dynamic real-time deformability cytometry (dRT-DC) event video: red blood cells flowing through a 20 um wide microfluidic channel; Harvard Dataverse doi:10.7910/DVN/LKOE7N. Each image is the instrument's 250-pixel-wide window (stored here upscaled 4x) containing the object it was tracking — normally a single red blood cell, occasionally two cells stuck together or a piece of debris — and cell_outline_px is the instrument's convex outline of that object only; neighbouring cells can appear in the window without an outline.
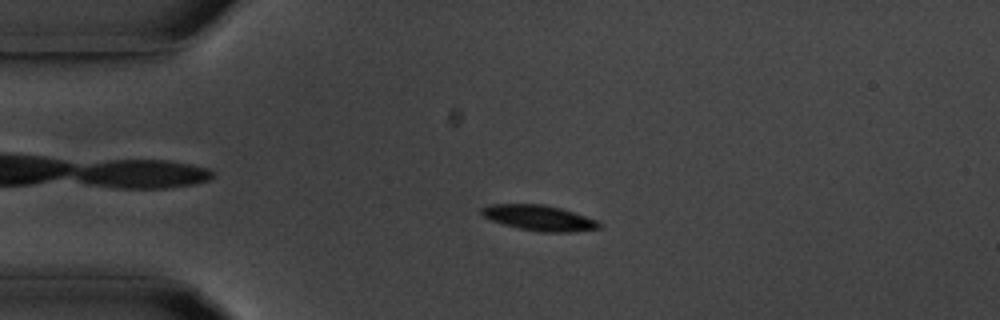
{"species": "common noctule bat (a hibernating species)", "species_latin": "Nyctalus noctula", "temperature_condition": "room temperature", "stored_images_in_passage": 54, "camera_frame_rate_fps": 3000, "um_per_image_px": 0.085, "animal": {"sex": "male", "body_mass_g": 20.1, "forearm_length_mm": 53.5}, "frame": {"image": 1, "passage_image": 12, "time_ms": 3.667, "image_size_px": [1000, 320], "cell_outline_px": [[600, 228], [572, 232], [540, 232], [520, 228], [504, 224], [492, 220], [484, 216], [480, 212], [480, 208], [488, 204], [544, 204], [560, 208], [596, 220], [600, 224]], "centroid_in_image_um": [45.79, 18.51], "position_along_channel_um": 39.2, "area_um2": 17.22}}
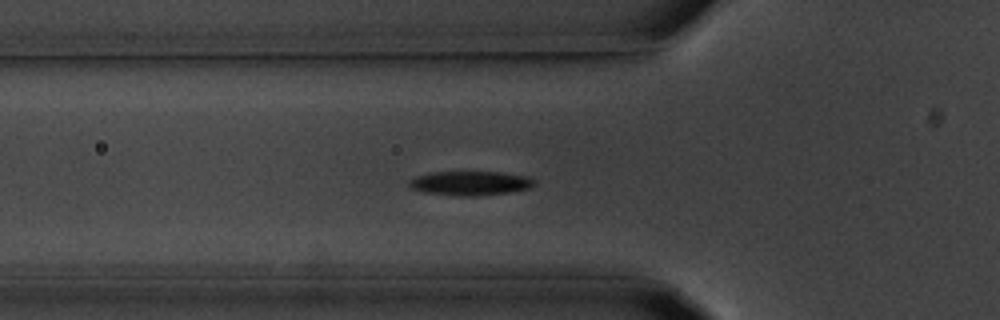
{"frame": {"image": 2, "passage_image": 18, "time_ms": 5.667, "image_size_px": [1000, 320], "cell_outline_px": [[536, 180], [528, 188], [512, 192], [476, 196], [456, 196], [424, 192], [412, 188], [408, 184], [408, 180], [416, 176], [432, 172], [500, 172], [528, 176]], "centroid_in_image_um": [39.96, 15.57], "position_along_channel_um": 85.8, "area_um2": 17.69}}
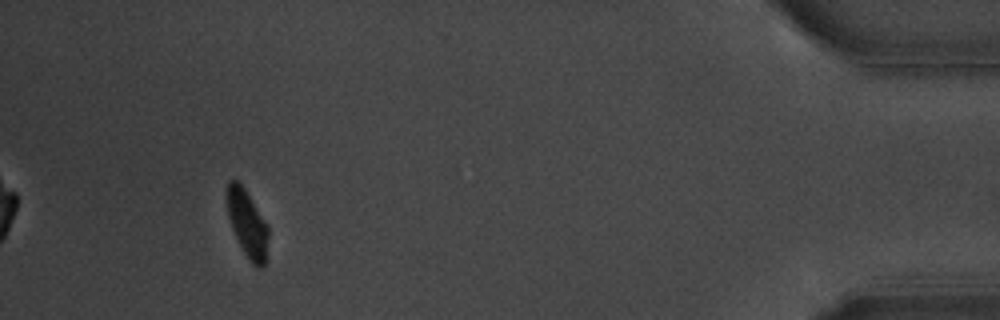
{"frame": {"image": 3, "passage_image": 50, "time_ms": 16.333, "image_size_px": [1000, 320], "cell_outline_px": [[268, 236], [264, 268], [260, 268], [252, 264], [244, 252], [232, 228], [228, 216], [224, 196], [228, 180], [236, 180], [244, 188], [268, 224]], "centroid_in_image_um": [20.99, 18.96], "position_along_channel_um": 414.2, "area_um2": 16.3}, "authors_computed_cell_mechanics": {"area_um2": 17.2533, "velocity_mm_per_s": 3.6918, "shape_relaxation_time_tau1_ms": 6.8398, "shape_relaxation_time_tau2_ms": null, "deformation_change_tau1": 0.2294, "deformation_change_tau2": null}}